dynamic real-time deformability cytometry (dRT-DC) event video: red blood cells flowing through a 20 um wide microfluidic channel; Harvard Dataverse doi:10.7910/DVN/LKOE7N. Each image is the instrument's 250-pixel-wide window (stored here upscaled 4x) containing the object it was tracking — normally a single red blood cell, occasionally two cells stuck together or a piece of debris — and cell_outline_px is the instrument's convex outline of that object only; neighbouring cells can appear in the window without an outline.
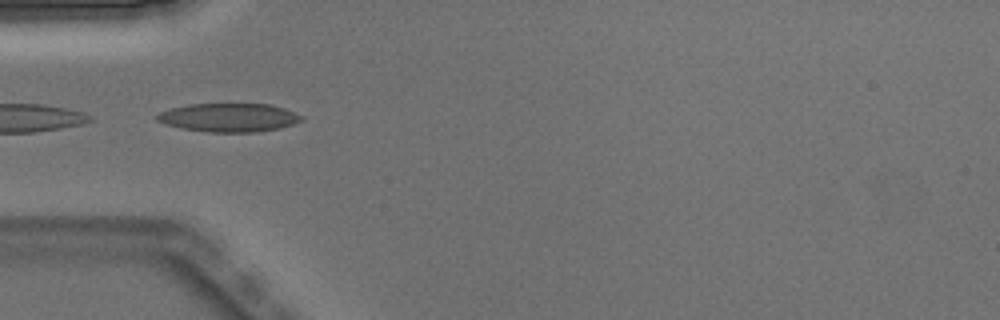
{"species": "Egyptian fruit bat (a non-hibernating species)", "species_latin": "Rousettus aegyptiacus", "temperature_condition": "warm", "stored_images_in_passage": 2, "camera_frame_rate_fps": 3000, "um_per_image_px": 0.085, "animal": {"sex": "male"}, "frame": {"image": 1, "passage_image": 2, "time_ms": 0.333, "image_size_px": [1000, 320], "cell_outline_px": [[304, 120], [280, 128], [256, 132], [208, 132], [184, 128], [168, 124], [156, 120], [156, 116], [160, 112], [172, 108], [188, 104], [272, 104], [284, 108], [304, 116]], "centroid_in_image_um": [19.51, 9.98], "position_along_channel_um": 65.5, "area_um2": 23.93}}